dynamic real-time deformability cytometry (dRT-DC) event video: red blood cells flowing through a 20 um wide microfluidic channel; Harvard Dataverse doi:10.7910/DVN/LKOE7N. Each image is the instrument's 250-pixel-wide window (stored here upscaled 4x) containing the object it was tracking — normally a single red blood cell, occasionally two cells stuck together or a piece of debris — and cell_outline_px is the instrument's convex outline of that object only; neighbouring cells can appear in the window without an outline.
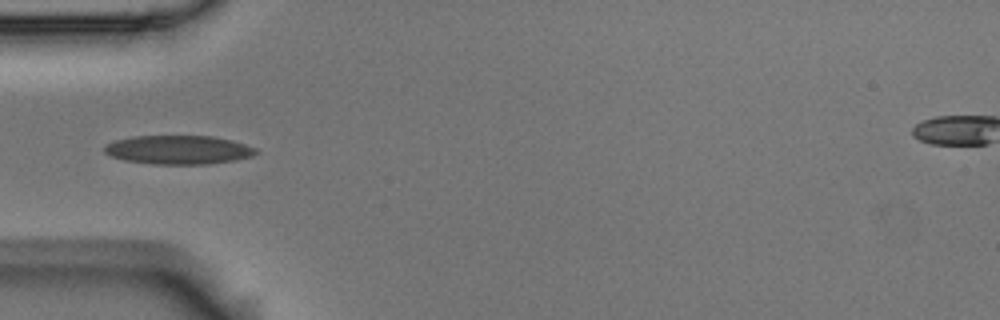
{"species": "Egyptian fruit bat (a non-hibernating species)", "species_latin": "Rousettus aegyptiacus", "temperature_condition": "room temperature", "stored_images_in_passage": 7, "camera_frame_rate_fps": 3000, "um_per_image_px": 0.085, "animal": {"sex": "male"}, "frame": {"image": 1, "passage_image": 4, "time_ms": 1.0, "image_size_px": [1000, 320], "cell_outline_px": [[260, 152], [252, 156], [236, 160], [208, 164], [152, 164], [124, 160], [112, 156], [104, 152], [104, 144], [116, 140], [132, 136], [212, 136], [232, 140], [256, 148]], "centroid_in_image_um": [15.18, 12.73], "position_along_channel_um": 69.8, "area_um2": 25.55}}
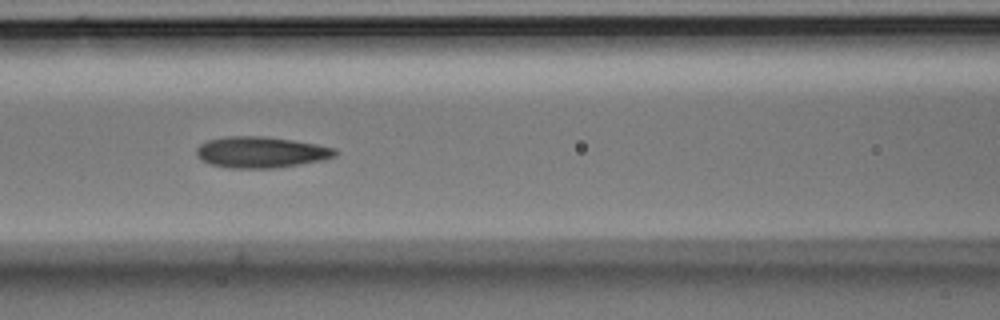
{"frame": {"image": 2, "passage_image": 6, "time_ms": 1.667, "image_size_px": [1000, 320], "cell_outline_px": [[340, 152], [336, 156], [320, 160], [272, 168], [228, 168], [212, 164], [196, 156], [196, 148], [200, 144], [208, 140], [224, 136], [264, 136], [292, 140], [316, 144], [336, 148]], "centroid_in_image_um": [22.17, 12.92], "position_along_channel_um": 144.4, "area_um2": 25.03}}
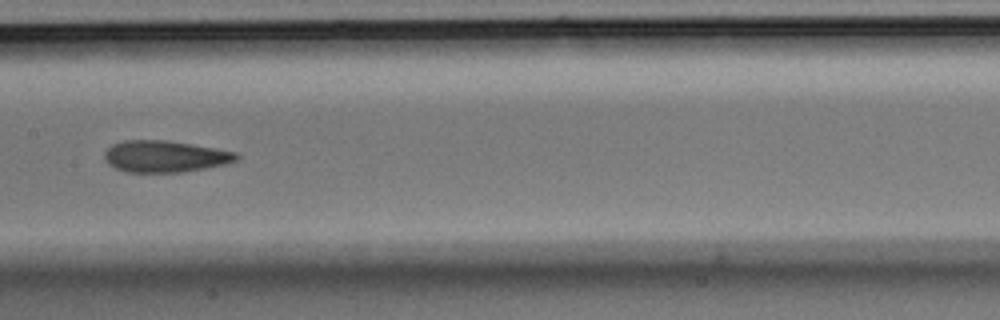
{"frame": {"image": 3, "passage_image": 7, "time_ms": 2.0, "image_size_px": [1000, 320], "cell_outline_px": [[240, 156], [236, 160], [224, 164], [184, 172], [128, 172], [116, 168], [108, 164], [104, 160], [104, 152], [112, 144], [124, 140], [164, 140], [216, 148], [236, 152]], "centroid_in_image_um": [13.99, 13.29], "position_along_channel_um": 193.4, "area_um2": 24.22}}